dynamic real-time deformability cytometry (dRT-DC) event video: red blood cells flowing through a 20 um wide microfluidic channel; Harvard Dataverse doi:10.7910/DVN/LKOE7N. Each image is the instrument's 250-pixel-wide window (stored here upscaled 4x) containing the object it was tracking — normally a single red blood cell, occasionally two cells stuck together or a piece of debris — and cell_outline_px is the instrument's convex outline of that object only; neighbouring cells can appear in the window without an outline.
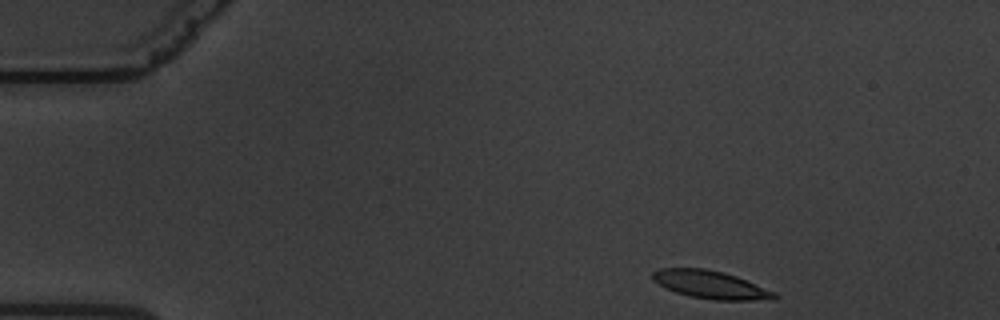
{"species": "common noctule bat (a hibernating species)", "species_latin": "Nyctalus noctula", "temperature_condition": "warm", "stored_images_in_passage": 53, "camera_frame_rate_fps": 3000, "um_per_image_px": 0.085, "animal": {"sex": "male", "body_mass_g": 19.5, "forearm_length_mm": 54.6}, "frame": {"image": 1, "passage_image": 1, "time_ms": 0.0, "image_size_px": [1000, 320], "cell_outline_px": [[780, 296], [776, 300], [712, 300], [688, 296], [664, 288], [652, 280], [652, 272], [660, 268], [704, 268], [724, 272], [736, 276], [776, 292]], "centroid_in_image_um": [60.42, 24.21], "position_along_channel_um": 24.6, "area_um2": 20.11}}
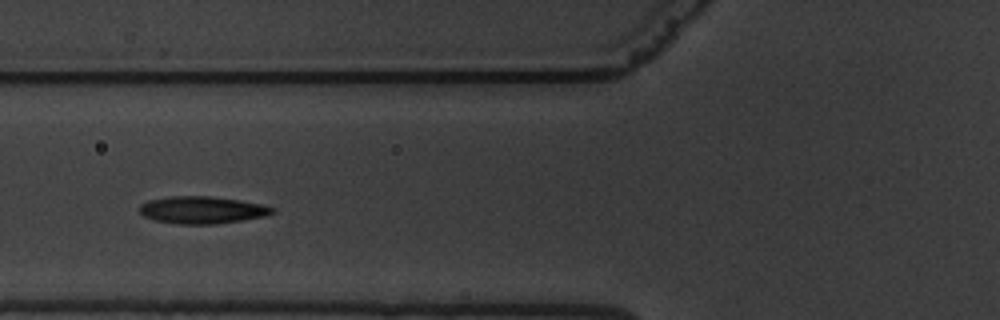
{"frame": {"image": 2, "passage_image": 16, "time_ms": 5.0, "image_size_px": [1000, 320], "cell_outline_px": [[276, 212], [264, 216], [216, 224], [176, 224], [156, 220], [144, 216], [140, 212], [140, 204], [148, 200], [168, 196], [208, 196], [240, 200], [264, 204], [276, 208]], "centroid_in_image_um": [17.2, 17.84], "position_along_channel_um": 108.6, "area_um2": 21.15}}
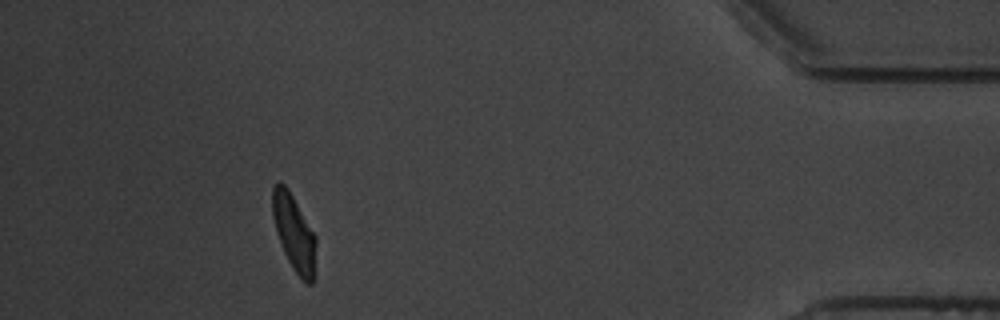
{"frame": {"image": 3, "passage_image": 48, "time_ms": 15.667, "image_size_px": [1000, 320], "cell_outline_px": [[316, 244], [312, 284], [308, 284], [296, 272], [288, 260], [284, 252], [276, 232], [272, 216], [272, 188], [280, 180], [288, 188], [316, 236]], "centroid_in_image_um": [24.97, 19.73], "position_along_channel_um": 410.2, "area_um2": 19.02}, "authors_computed_cell_mechanics": {"area_um2": 20.5768, "velocity_mm_per_s": 3.3089, "shape_relaxation_time_tau1_ms": 4.046, "shape_relaxation_time_tau2_ms": 1.4035, "deformation_change_tau1": 0.1841, "deformation_change_tau2": 0.0832}}